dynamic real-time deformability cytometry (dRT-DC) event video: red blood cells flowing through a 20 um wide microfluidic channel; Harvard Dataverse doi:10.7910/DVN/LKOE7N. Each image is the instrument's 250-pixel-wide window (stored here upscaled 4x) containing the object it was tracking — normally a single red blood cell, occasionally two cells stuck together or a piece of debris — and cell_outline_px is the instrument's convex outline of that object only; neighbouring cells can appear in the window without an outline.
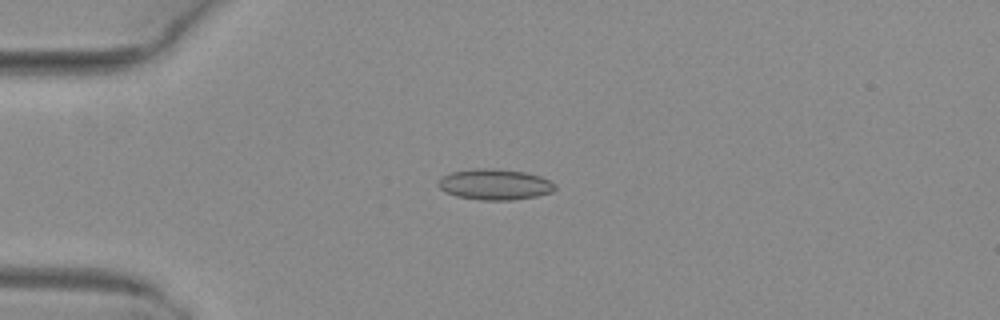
{"species": "common noctule bat (a hibernating species)", "species_latin": "Nyctalus noctula", "temperature_condition": "warm", "stored_images_in_passage": 5, "camera_frame_rate_fps": 3000, "um_per_image_px": 0.085, "animal": {"sex": "female", "body_mass_g": 29.2, "forearm_length_mm": 56.3}, "frame": {"image": 1, "passage_image": 3, "time_ms": 0.667, "image_size_px": [1000, 320], "cell_outline_px": [[556, 188], [552, 192], [536, 196], [512, 200], [480, 200], [456, 196], [444, 192], [436, 184], [444, 176], [452, 172], [472, 168], [496, 168], [524, 172], [540, 176], [556, 184]], "centroid_in_image_um": [42.05, 15.67], "position_along_channel_um": 42.9, "area_um2": 21.04}}
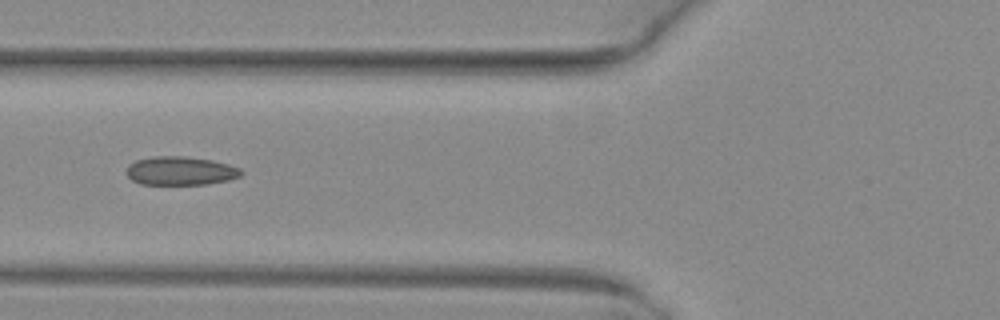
{"frame": {"image": 2, "passage_image": 5, "time_ms": 1.333, "image_size_px": [1000, 320], "cell_outline_px": [[244, 172], [240, 176], [228, 180], [208, 184], [140, 184], [132, 180], [128, 176], [128, 164], [136, 160], [156, 156], [184, 156], [212, 160], [228, 164], [240, 168]], "centroid_in_image_um": [15.36, 14.52], "position_along_channel_um": 110.4, "area_um2": 19.07}}